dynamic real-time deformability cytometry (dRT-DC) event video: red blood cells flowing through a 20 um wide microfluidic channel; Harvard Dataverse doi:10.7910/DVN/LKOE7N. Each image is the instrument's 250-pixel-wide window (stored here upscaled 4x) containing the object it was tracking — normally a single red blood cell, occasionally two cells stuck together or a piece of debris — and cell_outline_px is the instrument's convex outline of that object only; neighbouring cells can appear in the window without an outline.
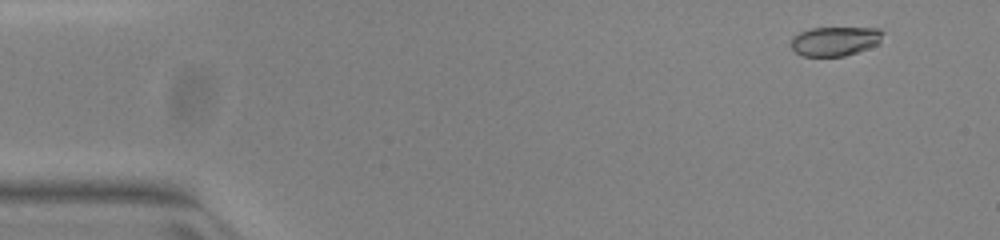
{"species": "common noctule bat (a hibernating species)", "species_latin": "Nyctalus noctula", "temperature_condition": "warm", "stored_images_in_passage": 26, "camera_frame_rate_fps": 3000, "um_per_image_px": 0.085, "animal": {"sex": "female", "body_mass_g": 23.0, "forearm_length_mm": 53.4}, "frame": {"image": 1, "passage_image": 2, "time_ms": 0.333, "image_size_px": [1000, 240], "cell_outline_px": [[884, 32], [880, 44], [844, 56], [804, 56], [796, 52], [788, 44], [792, 36], [800, 32], [812, 28], [880, 28]], "centroid_in_image_um": [70.97, 3.49], "position_along_channel_um": 14.0, "area_um2": 15.84}}
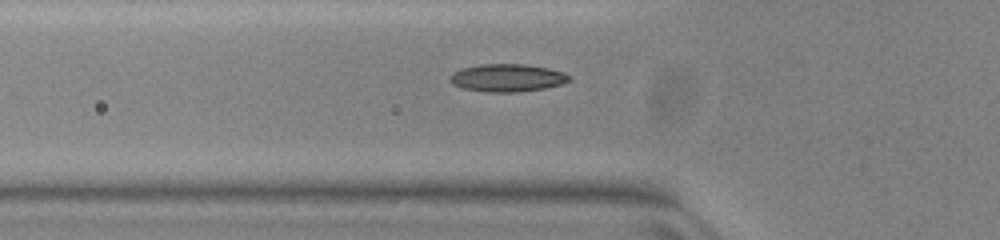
{"frame": {"image": 2, "passage_image": 16, "time_ms": 5.0, "image_size_px": [1000, 240], "cell_outline_px": [[572, 80], [560, 84], [544, 88], [516, 92], [484, 92], [464, 88], [452, 84], [448, 80], [448, 76], [452, 72], [460, 68], [480, 64], [524, 64], [548, 68], [564, 72], [572, 76]], "centroid_in_image_um": [43.09, 6.61], "position_along_channel_um": 82.7, "area_um2": 19.48}}
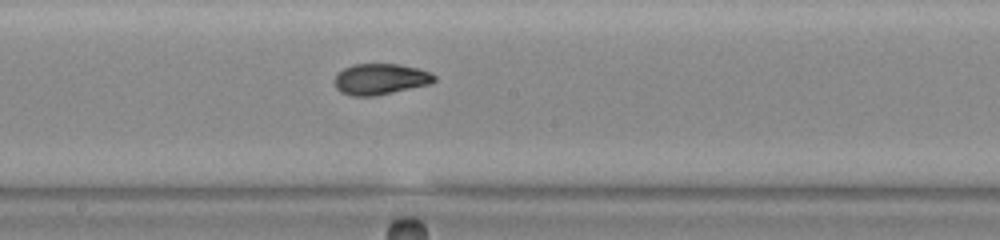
{"frame": {"image": 3, "passage_image": 26, "time_ms": 8.333, "image_size_px": [1000, 240], "cell_outline_px": [[436, 80], [428, 84], [376, 96], [352, 96], [340, 92], [336, 88], [332, 80], [344, 68], [352, 64], [400, 64], [420, 68], [436, 76]], "centroid_in_image_um": [32.3, 6.72], "position_along_channel_um": 215.9, "area_um2": 18.09}}